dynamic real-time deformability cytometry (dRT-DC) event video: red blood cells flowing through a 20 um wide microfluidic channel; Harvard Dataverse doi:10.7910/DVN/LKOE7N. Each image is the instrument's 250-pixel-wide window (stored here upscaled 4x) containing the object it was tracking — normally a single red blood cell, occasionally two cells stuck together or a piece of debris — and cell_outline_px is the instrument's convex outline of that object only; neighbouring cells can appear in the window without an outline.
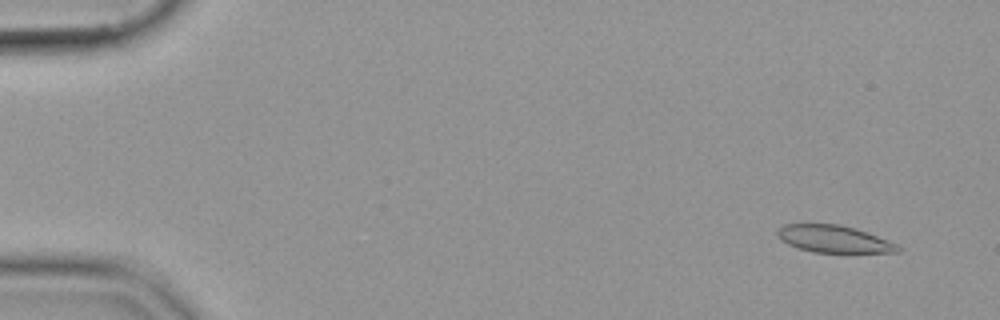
{"species": "common noctule bat (a hibernating species)", "species_latin": "Nyctalus noctula", "temperature_condition": "cold", "stored_images_in_passage": 55, "camera_frame_rate_fps": 3000, "um_per_image_px": 0.085, "animal": {"sex": "female", "body_mass_g": 19.9}, "frame": {"image": 1, "passage_image": 4, "time_ms": 1.0, "image_size_px": [1000, 320], "cell_outline_px": [[900, 252], [812, 252], [788, 244], [776, 232], [784, 224], [840, 224], [856, 228], [868, 232], [888, 240], [896, 244], [900, 248]], "centroid_in_image_um": [70.91, 20.3], "position_along_channel_um": 14.1, "area_um2": 18.79}}
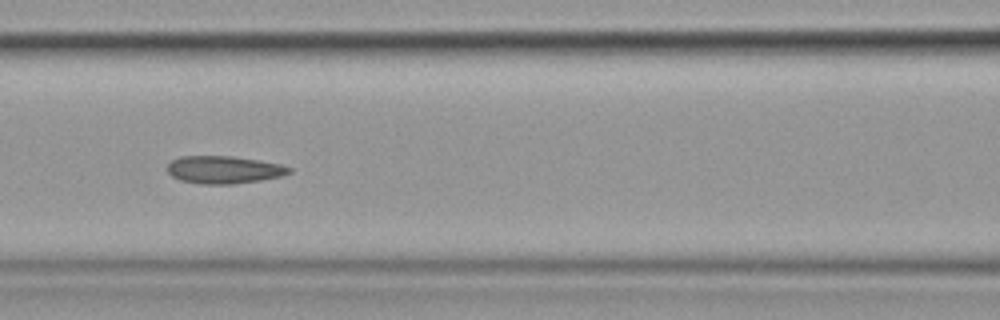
{"frame": {"image": 2, "passage_image": 25, "time_ms": 8.0, "image_size_px": [1000, 320], "cell_outline_px": [[292, 172], [280, 176], [260, 180], [232, 184], [200, 184], [180, 180], [172, 176], [168, 172], [168, 164], [172, 160], [180, 156], [232, 156], [260, 160], [280, 164], [292, 168]], "centroid_in_image_um": [19.03, 14.42], "position_along_channel_um": 147.6, "area_um2": 19.59}}
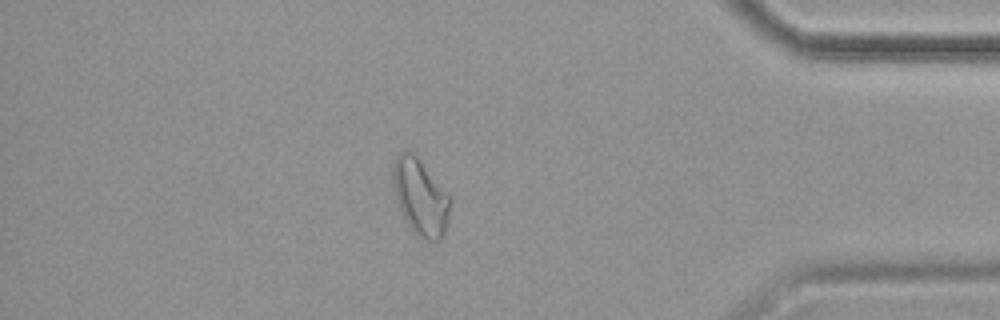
{"frame": {"image": 3, "passage_image": 48, "time_ms": 15.667, "image_size_px": [1000, 320], "cell_outline_px": [[448, 224], [444, 236], [440, 240], [428, 240], [412, 232], [400, 212], [396, 200], [392, 180], [392, 168], [396, 156], [400, 152], [412, 152], [416, 156], [448, 196]], "centroid_in_image_um": [35.68, 16.79], "position_along_channel_um": 399.5, "area_um2": 24.85}}